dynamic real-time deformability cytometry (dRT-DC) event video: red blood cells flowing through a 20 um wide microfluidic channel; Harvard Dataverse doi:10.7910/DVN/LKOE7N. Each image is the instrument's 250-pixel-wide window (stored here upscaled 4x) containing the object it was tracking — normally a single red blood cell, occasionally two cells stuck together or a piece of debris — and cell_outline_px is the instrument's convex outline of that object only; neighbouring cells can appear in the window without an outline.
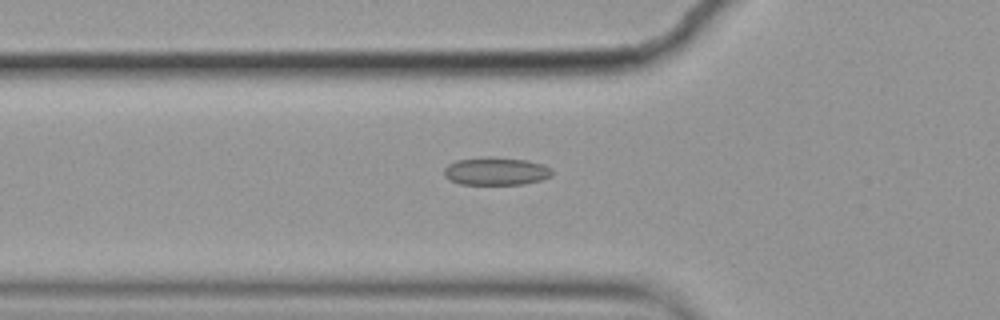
{"species": "common noctule bat (a hibernating species)", "species_latin": "Nyctalus noctula", "temperature_condition": "cold", "stored_images_in_passage": 6, "camera_frame_rate_fps": 3000, "um_per_image_px": 0.085, "animal": {"sex": "female", "body_mass_g": 19.9}, "frame": {"image": 1, "passage_image": 5, "time_ms": 1.333, "image_size_px": [1000, 320], "cell_outline_px": [[552, 176], [540, 180], [524, 184], [460, 184], [444, 176], [444, 168], [448, 164], [456, 160], [488, 156], [492, 156], [524, 160], [544, 164], [552, 168]], "centroid_in_image_um": [42.17, 14.54], "position_along_channel_um": 83.6, "area_um2": 17.63}}
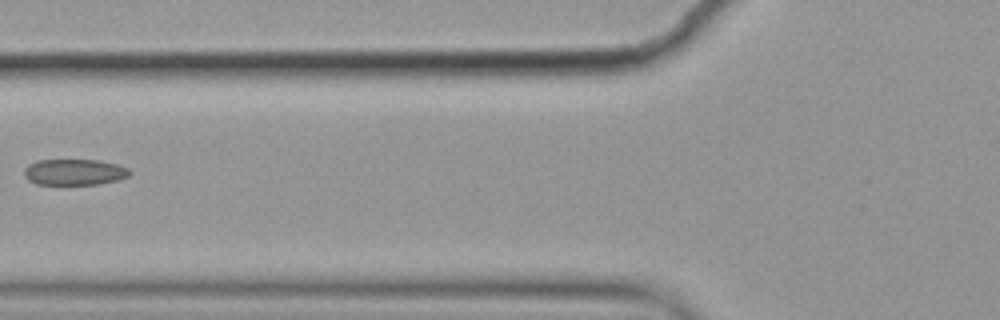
{"frame": {"image": 2, "passage_image": 6, "time_ms": 1.667, "image_size_px": [1000, 320], "cell_outline_px": [[132, 172], [128, 176], [116, 180], [96, 184], [36, 184], [28, 180], [24, 176], [24, 168], [28, 164], [36, 160], [100, 160], [116, 164], [128, 168]], "centroid_in_image_um": [6.29, 14.62], "position_along_channel_um": 119.5, "area_um2": 16.01}}